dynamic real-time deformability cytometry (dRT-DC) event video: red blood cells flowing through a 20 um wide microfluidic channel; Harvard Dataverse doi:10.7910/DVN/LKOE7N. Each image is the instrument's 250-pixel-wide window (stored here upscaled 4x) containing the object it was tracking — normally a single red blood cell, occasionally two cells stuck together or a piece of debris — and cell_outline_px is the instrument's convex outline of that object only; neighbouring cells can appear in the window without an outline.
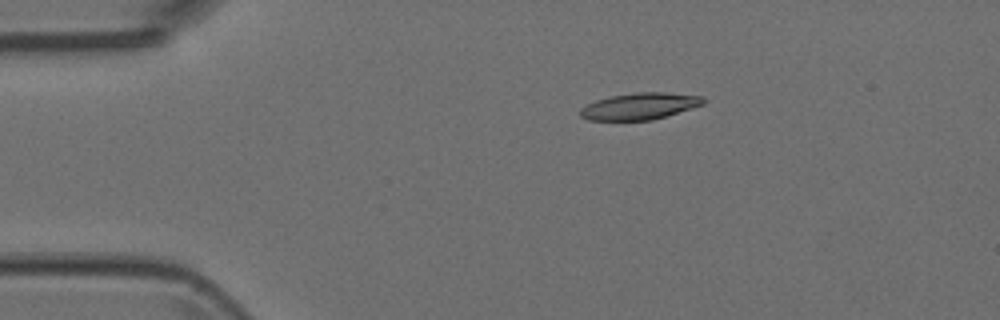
{"species": "Egyptian fruit bat (a non-hibernating species)", "species_latin": "Rousettus aegyptiacus", "temperature_condition": "room temperature", "stored_images_in_passage": 4, "camera_frame_rate_fps": 3000, "um_per_image_px": 0.085, "animal": {"sex": "female"}, "frame": {"image": 1, "passage_image": 1, "time_ms": 0.0, "image_size_px": [1000, 320], "cell_outline_px": [[704, 104], [692, 108], [652, 120], [588, 120], [580, 116], [580, 108], [596, 100], [612, 96], [636, 92], [668, 92], [704, 96]], "centroid_in_image_um": [54.39, 9.02], "position_along_channel_um": 30.6, "area_um2": 19.07}}
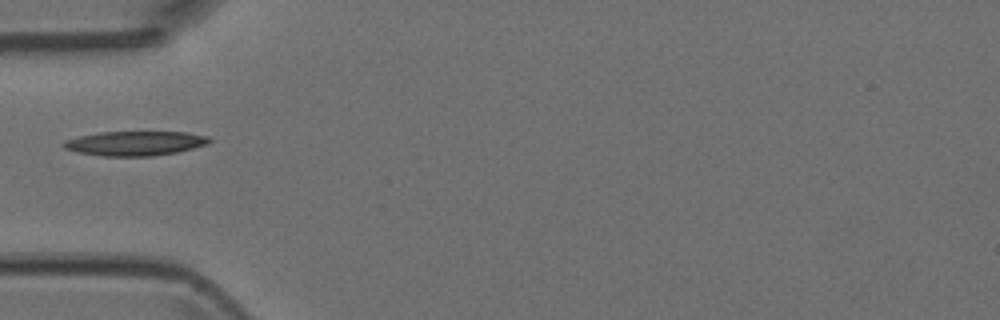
{"frame": {"image": 2, "passage_image": 3, "time_ms": 0.667, "image_size_px": [1000, 320], "cell_outline_px": [[212, 140], [208, 144], [176, 152], [152, 156], [104, 156], [76, 152], [64, 148], [60, 144], [64, 140], [80, 136], [100, 132], [184, 132], [208, 136]], "centroid_in_image_um": [11.45, 12.18], "position_along_channel_um": 73.6, "area_um2": 20.75}}
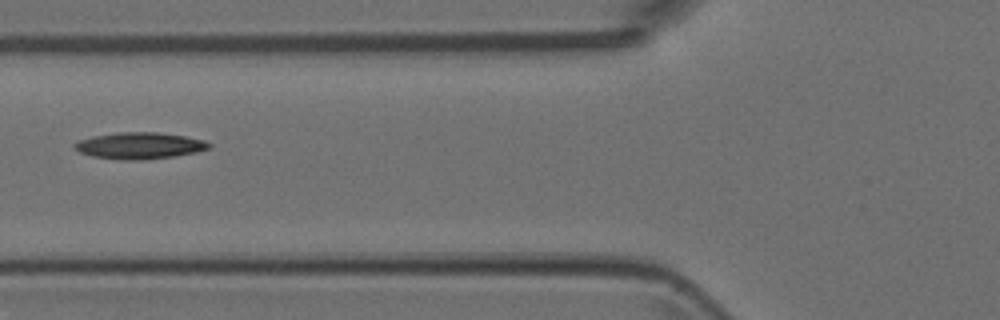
{"frame": {"image": 3, "passage_image": 4, "time_ms": 1.0, "image_size_px": [1000, 320], "cell_outline_px": [[212, 148], [196, 152], [176, 156], [144, 160], [120, 160], [92, 156], [80, 152], [72, 144], [80, 140], [92, 136], [120, 132], [160, 132], [184, 136], [204, 140], [212, 144]], "centroid_in_image_um": [11.9, 12.38], "position_along_channel_um": 113.9, "area_um2": 20.92}}